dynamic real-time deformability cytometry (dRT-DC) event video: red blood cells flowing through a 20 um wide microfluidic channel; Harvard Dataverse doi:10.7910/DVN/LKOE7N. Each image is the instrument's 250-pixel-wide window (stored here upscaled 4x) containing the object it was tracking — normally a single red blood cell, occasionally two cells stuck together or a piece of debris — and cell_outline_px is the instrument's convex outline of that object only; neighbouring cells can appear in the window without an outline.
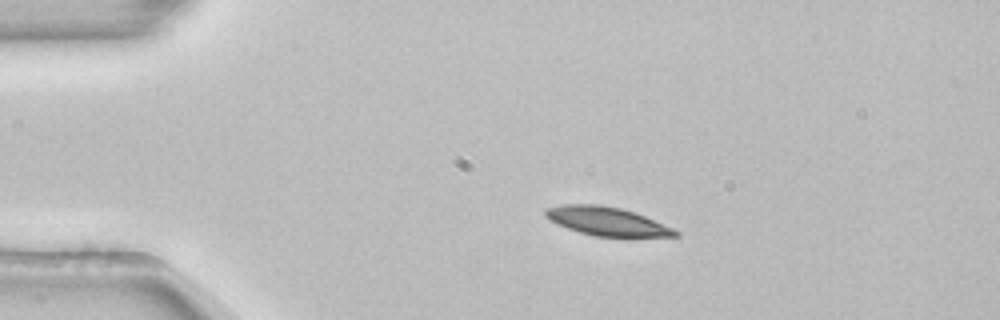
{"species": "common noctule bat (a hibernating species)", "species_latin": "Nyctalus noctula", "temperature_condition": "room temperature", "stored_images_in_passage": 52, "camera_frame_rate_fps": 3000, "um_per_image_px": 0.085, "animal": {"sex": "female", "body_mass_g": 22.7, "forearm_length_mm": 54.2}, "frame": {"image": 1, "passage_image": 10, "time_ms": 3.0, "image_size_px": [1000, 320], "cell_outline_px": [[680, 236], [628, 240], [592, 236], [556, 224], [548, 220], [544, 216], [544, 208], [560, 204], [600, 204], [620, 208], [644, 216], [672, 228], [680, 232]], "centroid_in_image_um": [51.62, 18.87], "position_along_channel_um": 33.4, "area_um2": 22.77}}
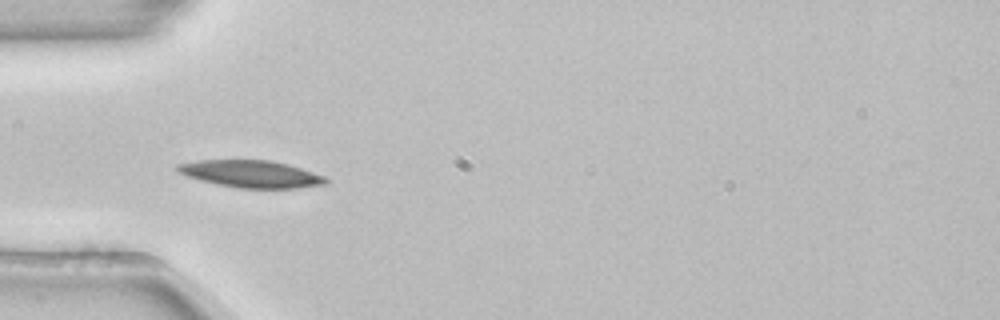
{"frame": {"image": 2, "passage_image": 16, "time_ms": 5.0, "image_size_px": [1000, 320], "cell_outline_px": [[328, 184], [296, 188], [240, 188], [200, 180], [188, 176], [180, 172], [176, 168], [176, 164], [196, 160], [272, 160], [288, 164], [324, 176], [328, 180]], "centroid_in_image_um": [21.36, 14.78], "position_along_channel_um": 63.6, "area_um2": 23.29}}
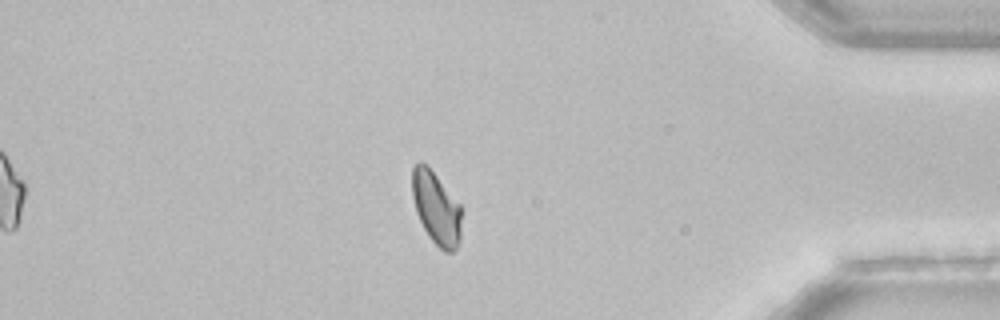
{"frame": {"image": 3, "passage_image": 45, "time_ms": 14.667, "image_size_px": [1000, 320], "cell_outline_px": [[460, 240], [456, 248], [452, 252], [444, 252], [428, 236], [416, 212], [412, 196], [412, 168], [416, 164], [424, 164], [436, 176], [460, 204]], "centroid_in_image_um": [37.07, 17.73], "position_along_channel_um": 398.1, "area_um2": 20.4}, "authors_computed_cell_mechanics": {"area_um2": 21.7906, "velocity_mm_per_s": 3.8513, "shape_relaxation_time_tau1_ms": 5.8228, "shape_relaxation_time_tau2_ms": null, "deformation_change_tau1": 0.1328, "deformation_change_tau2": null}}